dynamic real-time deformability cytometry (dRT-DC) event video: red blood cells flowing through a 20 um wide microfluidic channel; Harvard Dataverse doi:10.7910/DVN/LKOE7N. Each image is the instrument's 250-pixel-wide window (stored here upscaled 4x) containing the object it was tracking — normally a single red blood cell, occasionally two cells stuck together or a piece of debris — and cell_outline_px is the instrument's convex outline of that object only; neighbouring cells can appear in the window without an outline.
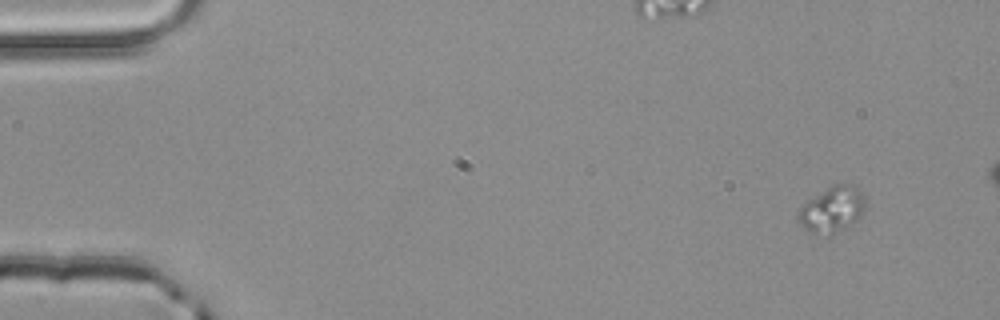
{"species": "common noctule bat (a hibernating species)", "species_latin": "Nyctalus noctula", "temperature_condition": "room temperature", "stored_images_in_passage": 3, "segment_of_instrument_passage": [1, 2], "camera_frame_rate_fps": 3000, "um_per_image_px": 0.085, "animal": {"sex": "male", "body_mass_g": 20.4}, "frame": {"image": 1, "passage_image": 1, "time_ms": 0.0, "image_size_px": [1000, 320], "cell_outline_px": [[864, 208], [860, 216], [852, 224], [844, 228], [832, 232], [808, 232], [796, 216], [796, 212], [808, 200], [832, 184], [852, 184], [860, 192], [864, 200]], "centroid_in_image_um": [70.71, 17.76], "position_along_channel_um": 14.3, "area_um2": 17.22}}